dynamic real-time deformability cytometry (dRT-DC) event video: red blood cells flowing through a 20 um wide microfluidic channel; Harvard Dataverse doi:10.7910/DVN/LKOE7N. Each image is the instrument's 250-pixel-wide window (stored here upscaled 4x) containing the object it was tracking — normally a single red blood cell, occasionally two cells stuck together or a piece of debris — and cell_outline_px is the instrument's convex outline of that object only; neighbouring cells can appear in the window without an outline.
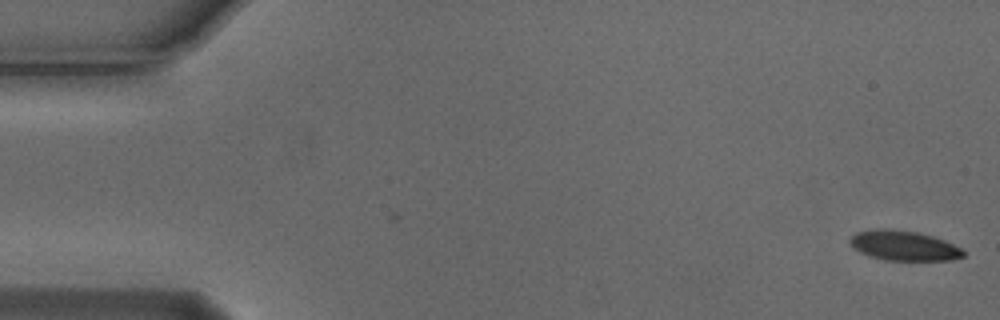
{"species": "Egyptian fruit bat (a non-hibernating species)", "species_latin": "Rousettus aegyptiacus", "temperature_condition": "cold", "stored_images_in_passage": 3, "camera_frame_rate_fps": 3000, "um_per_image_px": 0.085, "animal": {"sex": "male"}, "frame": {"image": 1, "passage_image": 3, "time_ms": 0.667, "image_size_px": [1000, 320], "cell_outline_px": [[964, 256], [952, 260], [884, 260], [868, 256], [852, 248], [848, 240], [856, 232], [880, 228], [884, 228], [916, 232], [932, 236], [944, 240], [960, 248], [964, 252]], "centroid_in_image_um": [76.77, 20.88], "position_along_channel_um": 8.2, "area_um2": 19.71}}